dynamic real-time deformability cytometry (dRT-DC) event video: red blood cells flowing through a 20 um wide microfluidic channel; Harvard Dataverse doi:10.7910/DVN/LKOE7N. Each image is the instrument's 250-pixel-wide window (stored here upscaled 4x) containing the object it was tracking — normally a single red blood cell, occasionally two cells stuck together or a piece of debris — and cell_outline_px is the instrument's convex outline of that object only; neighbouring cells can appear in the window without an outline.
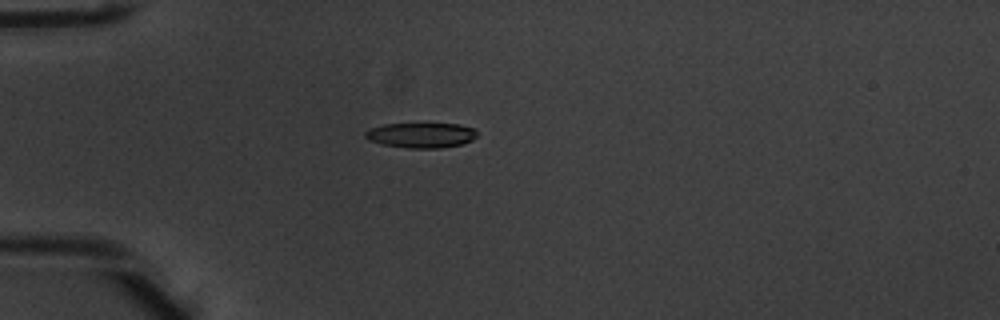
{"species": "common noctule bat (a hibernating species)", "species_latin": "Nyctalus noctula", "temperature_condition": "warm", "stored_images_in_passage": 3, "camera_frame_rate_fps": 3000, "um_per_image_px": 0.085, "animal": {"sex": "male", "body_mass_g": 20.1, "forearm_length_mm": 53.5}, "frame": {"image": 1, "passage_image": 3, "time_ms": 0.667, "image_size_px": [1000, 320], "cell_outline_px": [[476, 136], [472, 140], [460, 144], [440, 148], [408, 148], [384, 144], [368, 140], [364, 136], [364, 132], [368, 128], [384, 124], [456, 124], [476, 128]], "centroid_in_image_um": [35.77, 11.48], "position_along_channel_um": 49.2, "area_um2": 16.3}}